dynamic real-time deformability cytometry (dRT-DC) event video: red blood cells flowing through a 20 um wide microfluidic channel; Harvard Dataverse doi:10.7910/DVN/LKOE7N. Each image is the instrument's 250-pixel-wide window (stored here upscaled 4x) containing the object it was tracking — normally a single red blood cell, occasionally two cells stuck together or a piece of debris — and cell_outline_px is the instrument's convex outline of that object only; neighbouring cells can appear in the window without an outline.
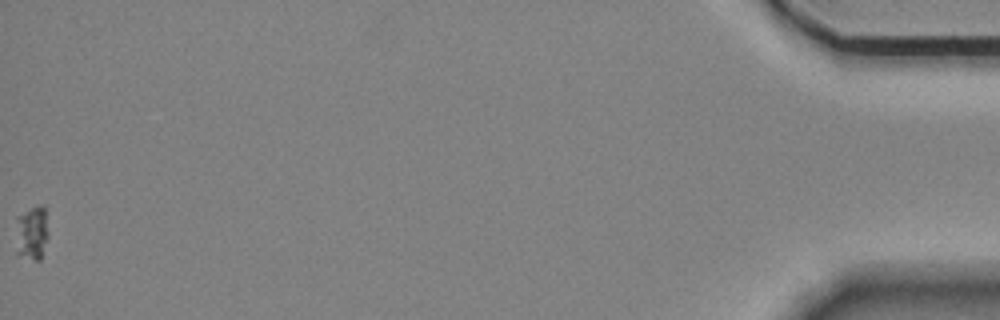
{"species": "Egyptian fruit bat (a non-hibernating species)", "species_latin": "Rousettus aegyptiacus", "temperature_condition": "room temperature", "stored_images_in_passage": 54, "camera_frame_rate_fps": 3000, "um_per_image_px": 0.085, "animal": {"sex": "female"}, "frame": {"image": 1, "passage_image": 54, "time_ms": 17.667, "image_size_px": [1000, 320], "cell_outline_px": [[48, 236], [40, 260], [36, 260], [16, 256], [16, 216], [36, 204], [40, 204], [44, 208], [48, 232]], "centroid_in_image_um": [2.67, 19.79], "position_along_channel_um": 432.5, "area_um2": 10.58}}